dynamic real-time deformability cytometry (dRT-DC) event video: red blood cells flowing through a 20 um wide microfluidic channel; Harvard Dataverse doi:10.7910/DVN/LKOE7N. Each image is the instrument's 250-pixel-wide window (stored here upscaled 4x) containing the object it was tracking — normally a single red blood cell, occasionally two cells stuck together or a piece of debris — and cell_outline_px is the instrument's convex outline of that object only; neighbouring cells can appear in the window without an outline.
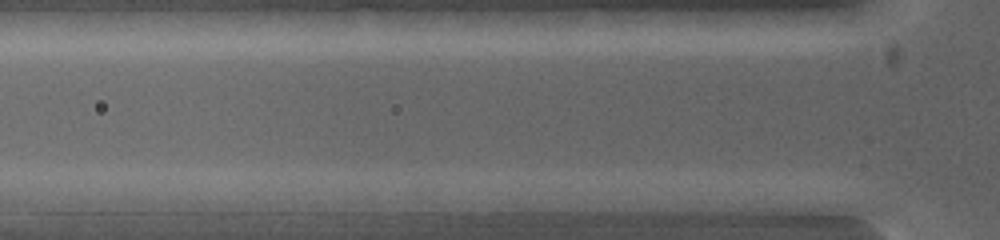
{"species": "common noctule bat (a hibernating species)", "species_latin": "Nyctalus noctula", "temperature_condition": "warm", "stored_images_in_passage": 4, "camera_frame_rate_fps": 5000, "um_per_image_px": 0.085, "animal": {"sex": "female", "body_mass_g": 19.0, "forearm_length_mm": 53.3}, "frame": {"image": 1, "passage_image": 4, "time_ms": 1.0, "image_size_px": [1000, 240], "cell_outline_px": [[608, 200], [600, 208], [564, 212], [496, 212], [492, 200], [500, 192], [600, 192]], "centroid_in_image_um": [46.55, 17.14], "position_along_channel_um": 79.2, "area_um2": 15.14}}